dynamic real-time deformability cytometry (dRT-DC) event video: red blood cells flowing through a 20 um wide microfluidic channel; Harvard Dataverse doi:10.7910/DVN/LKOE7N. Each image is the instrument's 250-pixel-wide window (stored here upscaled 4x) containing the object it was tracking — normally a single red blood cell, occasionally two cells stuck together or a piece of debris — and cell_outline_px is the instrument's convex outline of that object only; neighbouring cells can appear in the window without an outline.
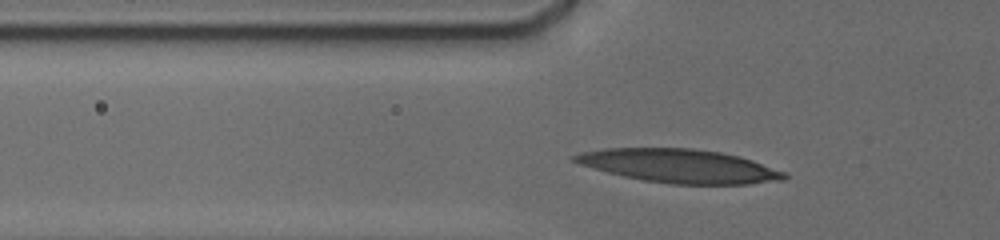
{"species": "human", "species_latin": "Homo sapiens", "temperature_condition": "cold", "stored_images_in_passage": 39, "camera_frame_rate_fps": 3000, "um_per_image_px": 0.085, "donor": {"sex": "male"}, "frame": {"image": 1, "passage_image": 9, "time_ms": 2.333, "image_size_px": [1000, 240], "cell_outline_px": [[788, 176], [784, 180], [748, 184], [672, 184], [644, 180], [624, 176], [608, 172], [580, 164], [572, 160], [568, 156], [580, 152], [604, 148], [692, 148], [720, 152], [740, 156], [752, 160], [784, 172]], "centroid_in_image_um": [57.72, 14.1], "position_along_channel_um": 68.1, "area_um2": 40.92}}
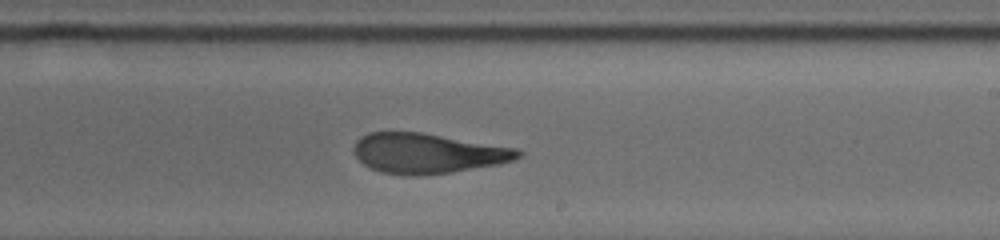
{"frame": {"image": 2, "passage_image": 26, "time_ms": 7.333, "image_size_px": [1000, 240], "cell_outline_px": [[524, 152], [520, 156], [512, 160], [500, 164], [452, 172], [420, 176], [404, 176], [380, 172], [364, 164], [356, 156], [352, 148], [356, 140], [360, 136], [368, 132], [420, 132], [520, 148]], "centroid_in_image_um": [36.36, 13.03], "position_along_channel_um": 252.6, "area_um2": 38.73}}
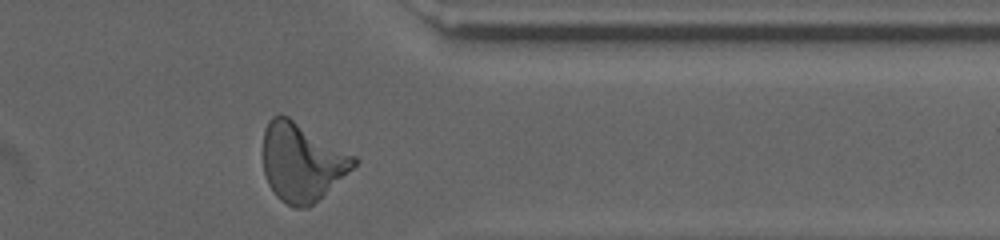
{"frame": {"image": 3, "passage_image": 38, "time_ms": 11.0, "image_size_px": [1000, 240], "cell_outline_px": [[360, 160], [352, 168], [308, 208], [292, 208], [280, 200], [276, 196], [268, 184], [264, 176], [264, 128], [268, 120], [272, 116], [280, 112], [288, 116], [356, 156]], "centroid_in_image_um": [25.63, 13.76], "position_along_channel_um": 385.8, "area_um2": 41.33}, "authors_computed_cell_mechanics": {"area_um2": 38.8416, "velocity_mm_per_s": 3.7717, "shape_relaxation_time_tau1_ms": 8.7549, "shape_relaxation_time_tau2_ms": 1.9661, "deformation_change_tau1": 0.272, "deformation_change_tau2": 0.1172}}